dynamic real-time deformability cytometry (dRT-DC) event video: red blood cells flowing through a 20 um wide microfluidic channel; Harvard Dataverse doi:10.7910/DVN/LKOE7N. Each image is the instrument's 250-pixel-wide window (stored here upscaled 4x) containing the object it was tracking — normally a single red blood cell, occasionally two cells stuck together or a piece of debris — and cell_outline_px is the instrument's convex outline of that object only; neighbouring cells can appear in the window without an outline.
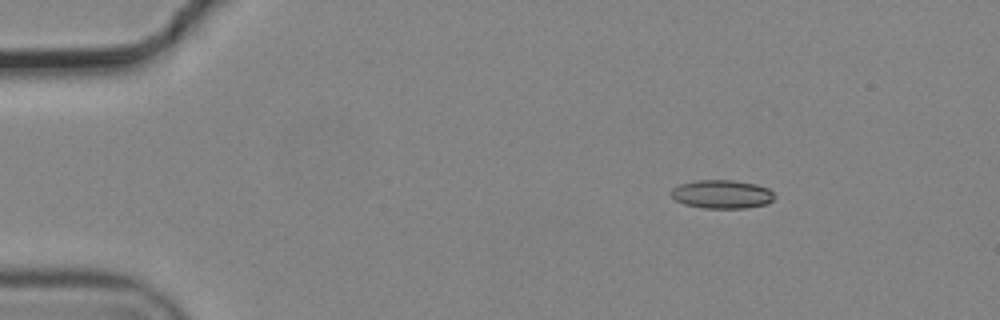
{"species": "common noctule bat (a hibernating species)", "species_latin": "Nyctalus noctula", "temperature_condition": "cold", "stored_images_in_passage": 16, "camera_frame_rate_fps": 3000, "um_per_image_px": 0.085, "animal": {"sex": "male", "body_mass_g": 19.2, "forearm_length_mm": 51.8}, "frame": {"image": 1, "passage_image": 1, "time_ms": 0.0, "image_size_px": [1000, 320], "cell_outline_px": [[776, 196], [768, 204], [744, 208], [704, 208], [684, 204], [676, 200], [668, 192], [672, 188], [680, 184], [696, 180], [732, 180], [756, 184], [768, 188]], "centroid_in_image_um": [61.35, 16.5], "position_along_channel_um": 23.6, "area_um2": 17.28}}
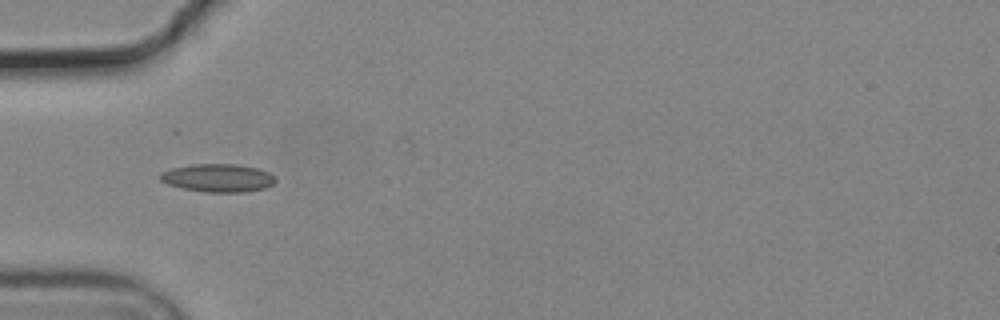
{"frame": {"image": 2, "passage_image": 11, "time_ms": 3.333, "image_size_px": [1000, 320], "cell_outline_px": [[276, 180], [272, 184], [264, 188], [244, 192], [204, 192], [184, 188], [168, 184], [160, 180], [160, 172], [172, 168], [192, 164], [236, 164], [260, 168], [276, 176]], "centroid_in_image_um": [18.55, 15.11], "position_along_channel_um": 66.5, "area_um2": 18.9}}
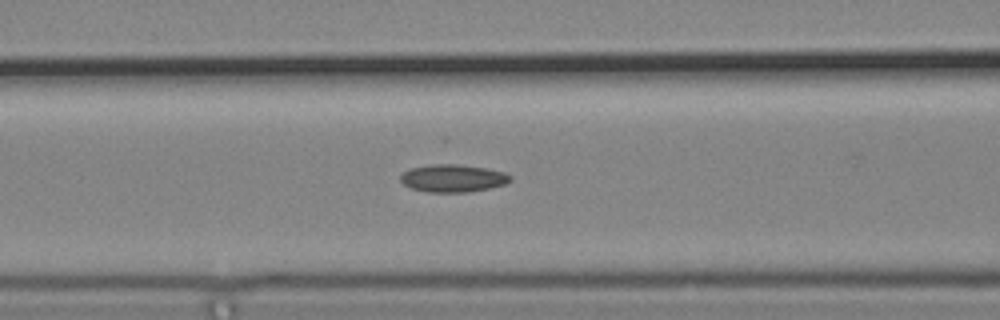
{"frame": {"image": 3, "passage_image": 16, "time_ms": 5.0, "image_size_px": [1000, 320], "cell_outline_px": [[512, 180], [504, 184], [488, 188], [468, 192], [428, 192], [412, 188], [404, 184], [400, 180], [400, 176], [404, 172], [412, 168], [432, 164], [456, 164], [488, 168], [504, 172], [512, 176]], "centroid_in_image_um": [38.52, 15.14], "position_along_channel_um": 128.1, "area_um2": 17.57}}